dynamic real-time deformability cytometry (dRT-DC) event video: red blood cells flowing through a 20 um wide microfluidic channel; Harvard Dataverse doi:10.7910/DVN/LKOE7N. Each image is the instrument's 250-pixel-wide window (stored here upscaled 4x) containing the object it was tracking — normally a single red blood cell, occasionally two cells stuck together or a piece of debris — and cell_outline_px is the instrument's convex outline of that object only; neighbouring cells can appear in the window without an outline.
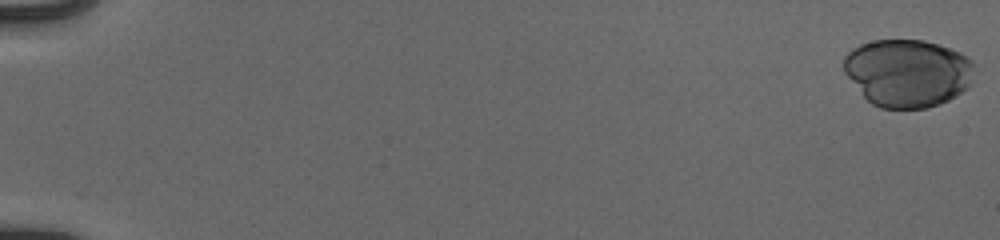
{"species": "human", "species_latin": "Homo sapiens", "temperature_condition": "cold", "stored_images_in_passage": 55, "camera_frame_rate_fps": 3000, "um_per_image_px": 0.085, "donor": {"sex": "male"}, "frame": {"image": 1, "passage_image": 1, "time_ms": 0.0, "image_size_px": [1000, 240], "cell_outline_px": [[972, 68], [968, 88], [956, 96], [940, 104], [928, 108], [880, 108], [872, 104], [864, 96], [844, 72], [844, 56], [852, 48], [860, 44], [872, 40], [924, 40], [960, 52], [972, 60]], "centroid_in_image_um": [77.13, 6.2], "position_along_channel_um": 7.9, "area_um2": 51.33}}
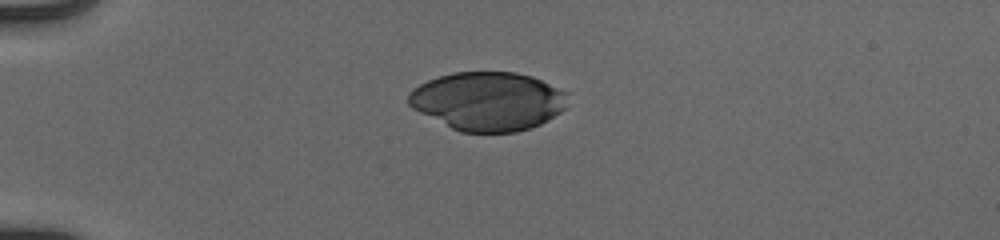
{"frame": {"image": 2, "passage_image": 16, "time_ms": 5.0, "image_size_px": [1000, 240], "cell_outline_px": [[568, 92], [564, 108], [560, 112], [548, 120], [540, 124], [516, 132], [460, 132], [412, 108], [408, 104], [408, 92], [412, 88], [428, 80], [452, 72], [516, 72], [532, 76]], "centroid_in_image_um": [41.47, 8.59], "position_along_channel_um": 43.5, "area_um2": 54.27}}